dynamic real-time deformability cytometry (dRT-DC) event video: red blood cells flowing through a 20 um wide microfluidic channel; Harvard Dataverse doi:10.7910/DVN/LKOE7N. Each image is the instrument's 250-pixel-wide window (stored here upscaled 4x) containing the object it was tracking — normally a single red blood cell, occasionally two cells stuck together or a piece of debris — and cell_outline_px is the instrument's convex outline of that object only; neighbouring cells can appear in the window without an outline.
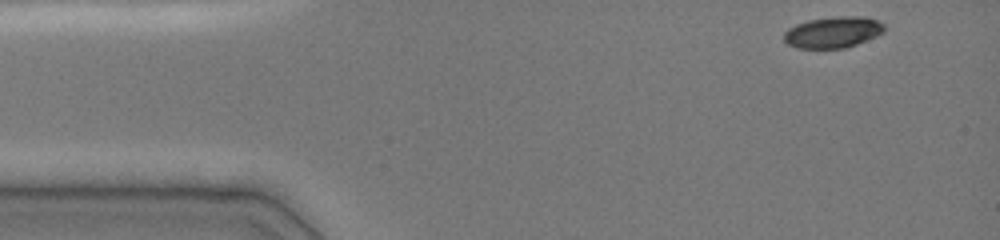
{"species": "common noctule bat (a hibernating species)", "species_latin": "Nyctalus noctula", "temperature_condition": "cold", "stored_images_in_passage": 20, "camera_frame_rate_fps": 3000, "um_per_image_px": 0.085, "animal": {"sex": "female", "body_mass_g": 19.0, "forearm_length_mm": 51.5}, "frame": {"image": 1, "passage_image": 1, "time_ms": 0.0, "image_size_px": [1000, 240], "cell_outline_px": [[884, 32], [876, 36], [856, 44], [844, 48], [796, 48], [788, 44], [784, 40], [784, 32], [788, 28], [796, 24], [808, 20], [836, 16], [864, 16], [876, 20], [884, 24]], "centroid_in_image_um": [70.79, 2.73], "position_along_channel_um": 14.2, "area_um2": 18.26}}
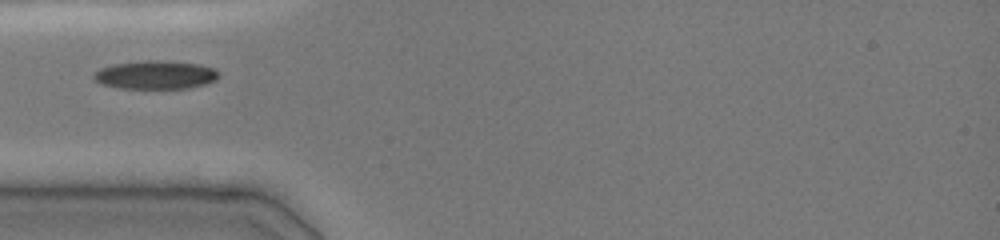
{"frame": {"image": 2, "passage_image": 9, "time_ms": 3.667, "image_size_px": [1000, 240], "cell_outline_px": [[220, 76], [216, 80], [204, 84], [188, 88], [124, 88], [104, 84], [96, 80], [92, 76], [100, 68], [112, 64], [140, 60], [164, 60], [196, 64], [216, 68], [220, 72]], "centroid_in_image_um": [13.26, 6.34], "position_along_channel_um": 71.7, "area_um2": 20.69}}
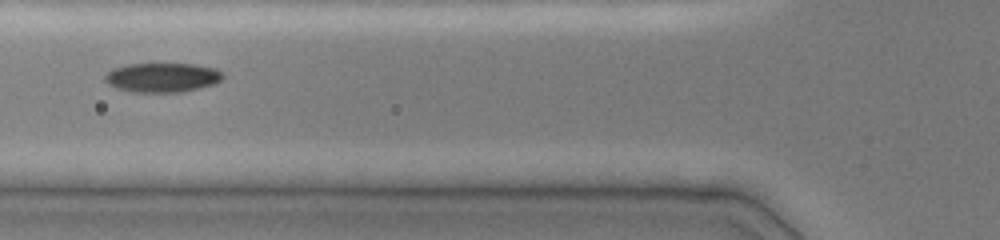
{"frame": {"image": 3, "passage_image": 12, "time_ms": 4.667, "image_size_px": [1000, 240], "cell_outline_px": [[224, 76], [216, 84], [200, 88], [180, 92], [136, 92], [120, 88], [104, 80], [104, 76], [112, 68], [128, 64], [192, 64], [216, 68]], "centroid_in_image_um": [13.83, 6.58], "position_along_channel_um": 112.0, "area_um2": 19.94}}